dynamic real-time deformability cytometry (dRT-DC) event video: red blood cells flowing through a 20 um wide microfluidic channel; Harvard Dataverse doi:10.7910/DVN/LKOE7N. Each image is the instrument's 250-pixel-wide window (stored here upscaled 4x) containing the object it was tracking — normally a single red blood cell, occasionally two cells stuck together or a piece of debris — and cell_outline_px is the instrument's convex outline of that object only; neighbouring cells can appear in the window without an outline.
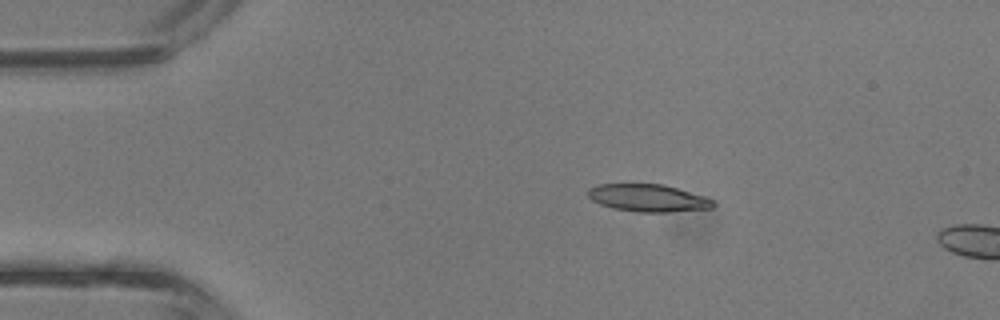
{"species": "common noctule bat (a hibernating species)", "species_latin": "Nyctalus noctula", "temperature_condition": "room temperature", "stored_images_in_passage": 3, "camera_frame_rate_fps": 3000, "um_per_image_px": 0.085, "animal": {"sex": "male", "body_mass_g": 13.3}, "frame": {"image": 1, "passage_image": 2, "time_ms": 0.333, "image_size_px": [1000, 320], "cell_outline_px": [[716, 204], [712, 208], [668, 212], [636, 212], [612, 208], [600, 204], [592, 200], [588, 196], [588, 188], [596, 184], [664, 184], [712, 200]], "centroid_in_image_um": [55.02, 16.83], "position_along_channel_um": 30.0, "area_um2": 19.83}}